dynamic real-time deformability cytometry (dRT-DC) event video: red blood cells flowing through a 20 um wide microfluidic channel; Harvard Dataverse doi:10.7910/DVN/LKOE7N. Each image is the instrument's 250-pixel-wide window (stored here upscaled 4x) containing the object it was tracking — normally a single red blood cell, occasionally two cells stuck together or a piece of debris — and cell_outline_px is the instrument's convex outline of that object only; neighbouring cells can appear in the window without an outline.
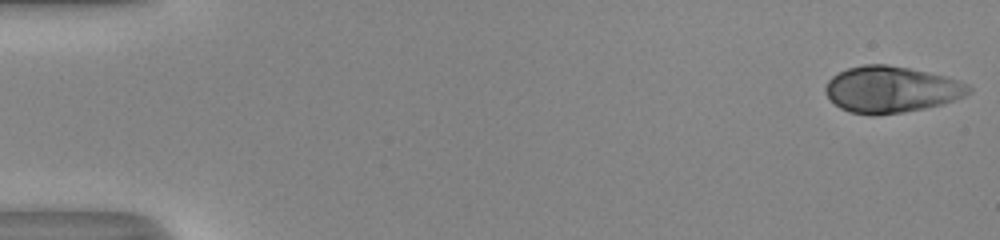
{"species": "human", "species_latin": "Homo sapiens", "temperature_condition": "room temperature", "stored_images_in_passage": 52, "camera_frame_rate_fps": 3000, "um_per_image_px": 0.085, "donor": {"sex": "male"}, "frame": {"image": 1, "passage_image": 1, "time_ms": 0.0, "image_size_px": [1000, 240], "cell_outline_px": [[972, 92], [964, 96], [944, 104], [904, 112], [872, 116], [848, 112], [840, 108], [824, 92], [824, 88], [828, 80], [832, 76], [848, 68], [864, 64], [884, 64], [908, 68], [944, 76], [960, 80], [968, 84], [972, 88]], "centroid_in_image_um": [75.76, 7.61], "position_along_channel_um": 9.2, "area_um2": 38.84}}
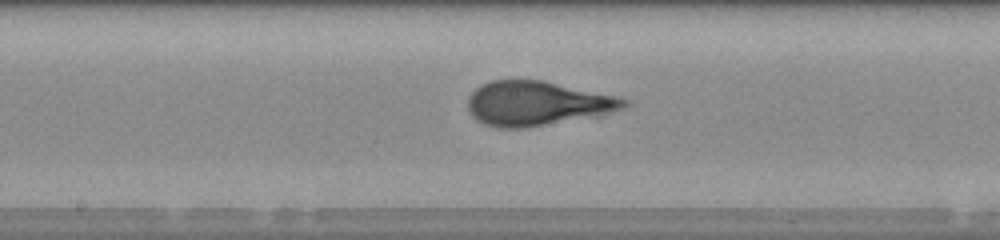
{"frame": {"image": 2, "passage_image": 28, "time_ms": 9.0, "image_size_px": [1000, 240], "cell_outline_px": [[628, 104], [624, 108], [608, 112], [524, 128], [496, 128], [484, 124], [476, 120], [472, 116], [468, 108], [468, 96], [480, 84], [492, 80], [544, 80], [620, 96], [628, 100]], "centroid_in_image_um": [45.6, 8.76], "position_along_channel_um": 202.6, "area_um2": 40.17}}
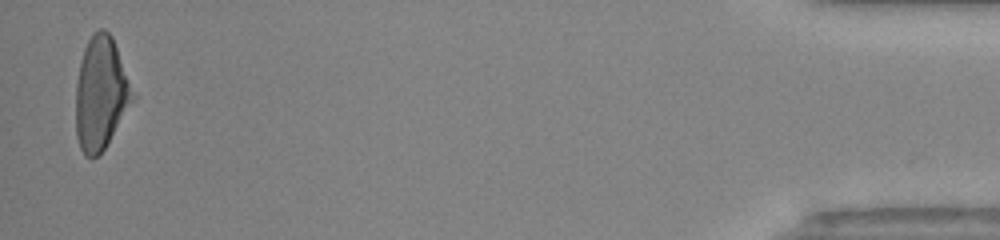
{"frame": {"image": 3, "passage_image": 51, "time_ms": 16.667, "image_size_px": [1000, 240], "cell_outline_px": [[136, 100], [104, 148], [96, 156], [84, 156], [80, 148], [76, 136], [76, 84], [80, 60], [84, 48], [92, 32], [100, 28], [104, 28], [112, 36], [136, 96]], "centroid_in_image_um": [8.58, 7.92], "position_along_channel_um": 426.6, "area_um2": 37.69}, "authors_computed_cell_mechanics": {"area_um2": 38.6682, "velocity_mm_per_s": 4.0827, "shape_relaxation_time_tau1_ms": 4.4989, "shape_relaxation_time_tau2_ms": null, "deformation_change_tau1": 0.2013, "deformation_change_tau2": null}}